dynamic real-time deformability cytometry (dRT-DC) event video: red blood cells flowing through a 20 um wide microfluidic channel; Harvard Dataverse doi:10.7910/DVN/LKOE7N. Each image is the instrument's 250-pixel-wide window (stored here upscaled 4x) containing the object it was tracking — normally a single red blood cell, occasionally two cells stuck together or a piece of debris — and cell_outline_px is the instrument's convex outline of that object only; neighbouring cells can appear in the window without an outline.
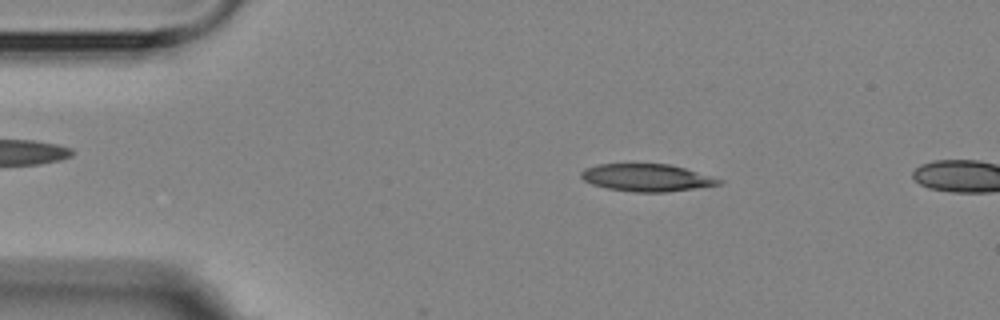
{"species": "Egyptian fruit bat (a non-hibernating species)", "species_latin": "Rousettus aegyptiacus", "temperature_condition": "room temperature", "stored_images_in_passage": 3, "camera_frame_rate_fps": 3000, "um_per_image_px": 0.085, "animal": {"sex": "female"}, "frame": {"image": 1, "passage_image": 2, "time_ms": 1.0, "image_size_px": [1000, 320], "cell_outline_px": [[724, 180], [720, 184], [668, 192], [632, 192], [608, 188], [592, 184], [584, 180], [580, 176], [580, 172], [584, 168], [596, 164], [668, 164], [684, 168]], "centroid_in_image_um": [54.93, 15.1], "position_along_channel_um": 30.1, "area_um2": 21.85}}